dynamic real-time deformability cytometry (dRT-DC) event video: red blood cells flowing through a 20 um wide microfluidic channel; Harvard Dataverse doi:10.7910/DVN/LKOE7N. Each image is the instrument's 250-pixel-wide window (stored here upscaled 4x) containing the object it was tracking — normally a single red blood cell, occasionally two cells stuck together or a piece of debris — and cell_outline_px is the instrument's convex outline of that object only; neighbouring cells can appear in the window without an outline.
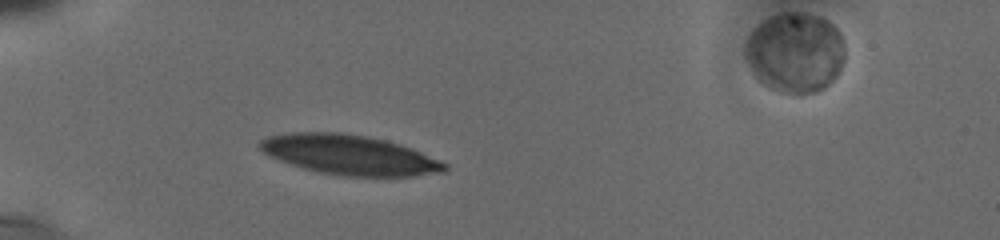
{"species": "human", "species_latin": "Homo sapiens", "temperature_condition": "cold", "stored_images_in_passage": 4, "camera_frame_rate_fps": 3000, "um_per_image_px": 0.085, "donor": {"sex": "male"}, "frame": {"image": 1, "passage_image": 2, "time_ms": 1.0, "image_size_px": [1000, 240], "cell_outline_px": [[448, 168], [444, 172], [416, 176], [344, 176], [320, 172], [304, 168], [268, 156], [256, 144], [260, 140], [268, 136], [292, 132], [336, 132], [364, 136], [384, 140], [400, 144], [440, 160], [448, 164]], "centroid_in_image_um": [29.7, 13.16], "position_along_channel_um": 55.3, "area_um2": 42.6}}